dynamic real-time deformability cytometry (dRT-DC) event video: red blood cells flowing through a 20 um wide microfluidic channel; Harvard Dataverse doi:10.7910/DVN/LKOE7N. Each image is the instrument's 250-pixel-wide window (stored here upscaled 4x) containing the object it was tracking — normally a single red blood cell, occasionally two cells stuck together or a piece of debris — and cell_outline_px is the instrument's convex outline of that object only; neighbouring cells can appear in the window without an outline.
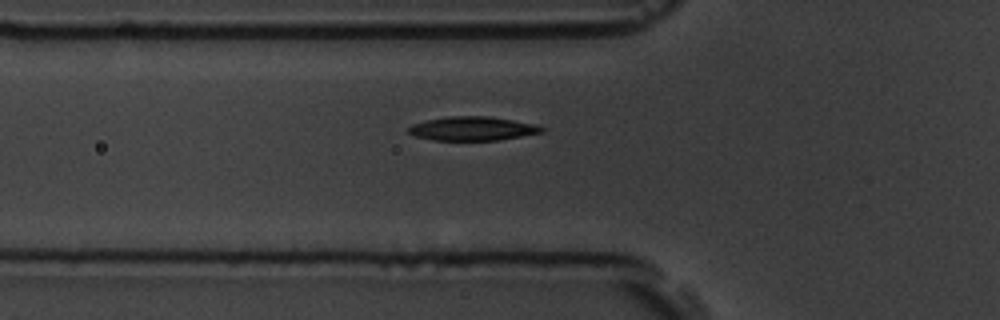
{"species": "common noctule bat (a hibernating species)", "species_latin": "Nyctalus noctula", "temperature_condition": "room temperature", "stored_images_in_passage": 3, "camera_frame_rate_fps": 3000, "um_per_image_px": 0.085, "animal": {"sex": "male", "body_mass_g": 19.5, "forearm_length_mm": 54.6}, "frame": {"image": 1, "passage_image": 3, "time_ms": 2.333, "image_size_px": [1000, 320], "cell_outline_px": [[548, 128], [544, 132], [500, 140], [432, 140], [416, 136], [408, 132], [408, 128], [412, 124], [428, 120], [448, 116], [488, 116], [540, 124]], "centroid_in_image_um": [40.26, 10.92], "position_along_channel_um": 85.5, "area_um2": 18.79}}